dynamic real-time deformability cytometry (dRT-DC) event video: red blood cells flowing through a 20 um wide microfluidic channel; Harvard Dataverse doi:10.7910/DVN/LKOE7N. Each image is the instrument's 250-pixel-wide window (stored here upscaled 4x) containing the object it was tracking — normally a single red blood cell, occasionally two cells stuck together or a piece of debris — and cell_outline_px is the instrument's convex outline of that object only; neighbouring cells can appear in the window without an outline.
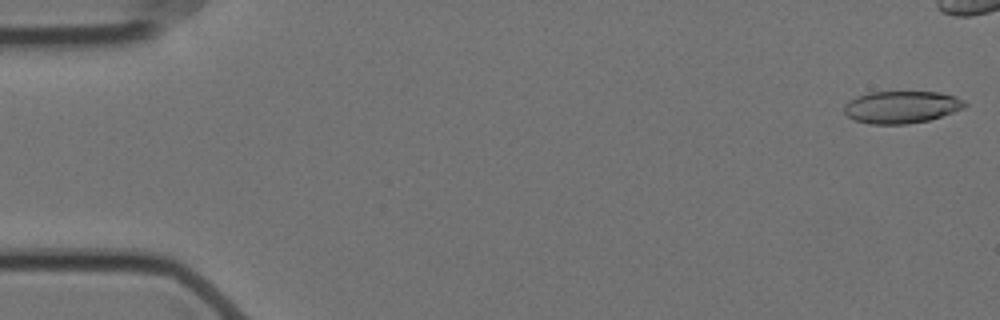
{"species": "Egyptian fruit bat (a non-hibernating species)", "species_latin": "Rousettus aegyptiacus", "temperature_condition": "cold", "stored_images_in_passage": 11, "camera_frame_rate_fps": 3000, "um_per_image_px": 0.085, "animal": {"sex": "female"}, "frame": {"image": 1, "passage_image": 1, "time_ms": 0.0, "image_size_px": [1000, 320], "cell_outline_px": [[968, 104], [964, 108], [928, 120], [904, 124], [872, 124], [852, 120], [844, 112], [844, 104], [848, 100], [856, 96], [868, 92], [940, 92], [956, 96], [964, 100]], "centroid_in_image_um": [76.6, 9.09], "position_along_channel_um": 8.4, "area_um2": 22.77}}